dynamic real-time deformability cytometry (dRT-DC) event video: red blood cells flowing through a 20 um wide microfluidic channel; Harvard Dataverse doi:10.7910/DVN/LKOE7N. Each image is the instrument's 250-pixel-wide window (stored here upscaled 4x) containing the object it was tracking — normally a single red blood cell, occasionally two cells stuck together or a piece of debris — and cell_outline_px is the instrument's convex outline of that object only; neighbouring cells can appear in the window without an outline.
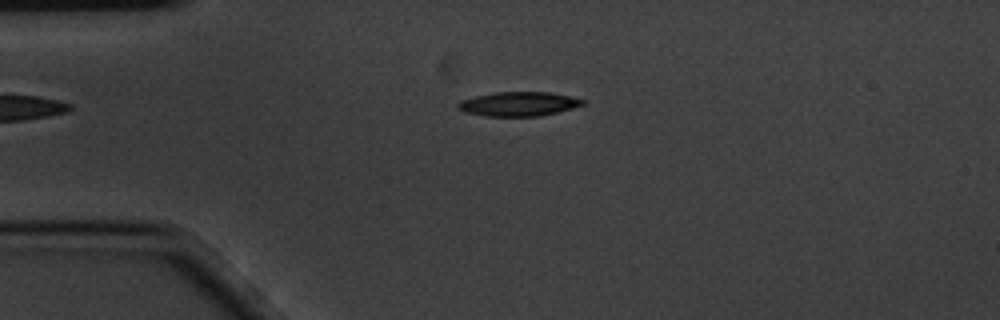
{"species": "common noctule bat (a hibernating species)", "species_latin": "Nyctalus noctula", "temperature_condition": "cold", "stored_images_in_passage": 2, "camera_frame_rate_fps": 3000, "um_per_image_px": 0.085, "animal": {"sex": "male", "body_mass_g": 20.1, "forearm_length_mm": 53.5}, "frame": {"image": 1, "passage_image": 1, "time_ms": 0.0, "image_size_px": [1000, 320], "cell_outline_px": [[584, 104], [572, 108], [540, 116], [484, 116], [464, 112], [456, 108], [456, 104], [460, 100], [476, 96], [496, 92], [548, 92], [572, 96], [584, 100]], "centroid_in_image_um": [44.04, 8.83], "position_along_channel_um": 41.0, "area_um2": 17.63}}